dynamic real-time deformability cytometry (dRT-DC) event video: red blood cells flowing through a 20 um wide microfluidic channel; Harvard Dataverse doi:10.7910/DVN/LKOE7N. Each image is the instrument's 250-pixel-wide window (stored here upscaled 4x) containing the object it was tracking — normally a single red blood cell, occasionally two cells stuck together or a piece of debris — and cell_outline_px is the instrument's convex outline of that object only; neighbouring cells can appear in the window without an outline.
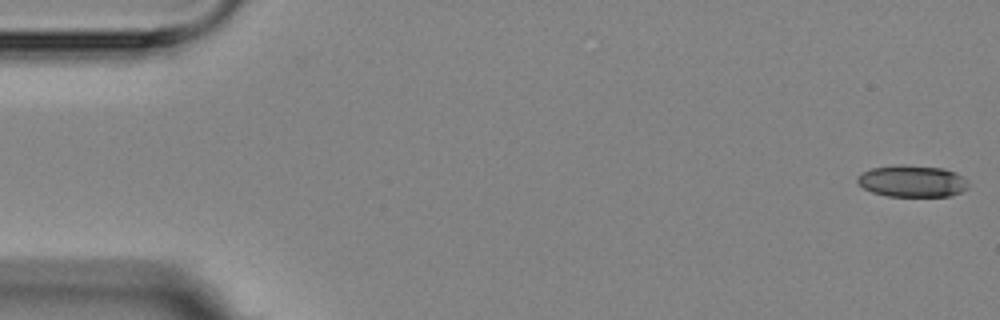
{"species": "Egyptian fruit bat (a non-hibernating species)", "species_latin": "Rousettus aegyptiacus", "temperature_condition": "room temperature", "stored_images_in_passage": 4, "camera_frame_rate_fps": 3000, "um_per_image_px": 0.085, "animal": {"sex": "female"}, "frame": {"image": 1, "passage_image": 1, "time_ms": 0.0, "image_size_px": [1000, 320], "cell_outline_px": [[968, 188], [960, 192], [948, 196], [888, 196], [872, 192], [864, 188], [856, 180], [856, 176], [872, 168], [900, 164], [904, 164], [944, 168], [956, 172], [968, 180]], "centroid_in_image_um": [77.55, 15.38], "position_along_channel_um": 7.4, "area_um2": 20.63}}